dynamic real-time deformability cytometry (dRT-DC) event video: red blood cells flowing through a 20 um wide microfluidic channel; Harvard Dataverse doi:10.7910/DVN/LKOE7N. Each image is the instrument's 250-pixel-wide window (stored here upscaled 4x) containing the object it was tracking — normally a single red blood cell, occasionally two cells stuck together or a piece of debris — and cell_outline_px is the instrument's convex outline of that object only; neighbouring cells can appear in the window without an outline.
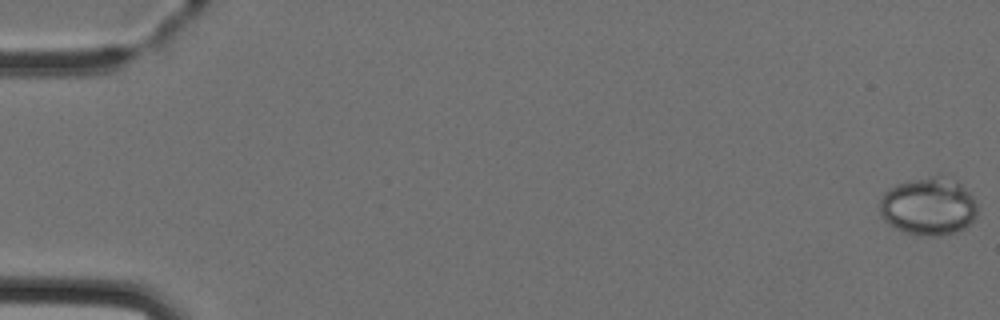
{"species": "Egyptian fruit bat (a non-hibernating species)", "species_latin": "Rousettus aegyptiacus", "temperature_condition": "cold", "stored_images_in_passage": 4, "camera_frame_rate_fps": 3000, "um_per_image_px": 0.085, "animal": {"sex": "female"}, "frame": {"image": 1, "passage_image": 1, "time_ms": 0.0, "image_size_px": [1000, 320], "cell_outline_px": [[976, 216], [964, 228], [956, 232], [936, 236], [920, 236], [896, 228], [888, 224], [884, 220], [880, 212], [880, 200], [892, 188], [908, 180], [932, 176], [936, 176], [956, 180], [976, 200]], "centroid_in_image_um": [78.94, 17.56], "position_along_channel_um": 6.1, "area_um2": 32.37}}